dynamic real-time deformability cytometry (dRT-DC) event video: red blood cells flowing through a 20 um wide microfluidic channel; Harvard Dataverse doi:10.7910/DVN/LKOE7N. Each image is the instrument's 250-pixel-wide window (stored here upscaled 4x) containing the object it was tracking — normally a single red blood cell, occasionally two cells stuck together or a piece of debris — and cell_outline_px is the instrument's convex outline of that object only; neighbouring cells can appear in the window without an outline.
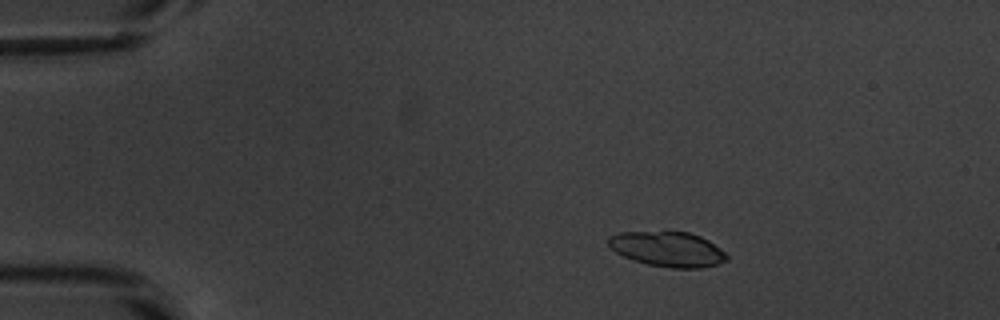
{"species": "common noctule bat (a hibernating species)", "species_latin": "Nyctalus noctula", "temperature_condition": "warm", "stored_images_in_passage": 52, "camera_frame_rate_fps": 3000, "um_per_image_px": 0.085, "animal": {"sex": "male", "body_mass_g": 20.1, "forearm_length_mm": 53.5}, "frame": {"image": 1, "passage_image": 8, "time_ms": 2.333, "image_size_px": [1000, 320], "cell_outline_px": [[728, 260], [716, 264], [700, 268], [672, 268], [648, 264], [632, 260], [616, 252], [608, 244], [608, 236], [620, 232], [688, 232], [700, 236], [708, 240], [720, 248], [728, 256]], "centroid_in_image_um": [56.75, 21.18], "position_along_channel_um": 28.2, "area_um2": 23.99}}
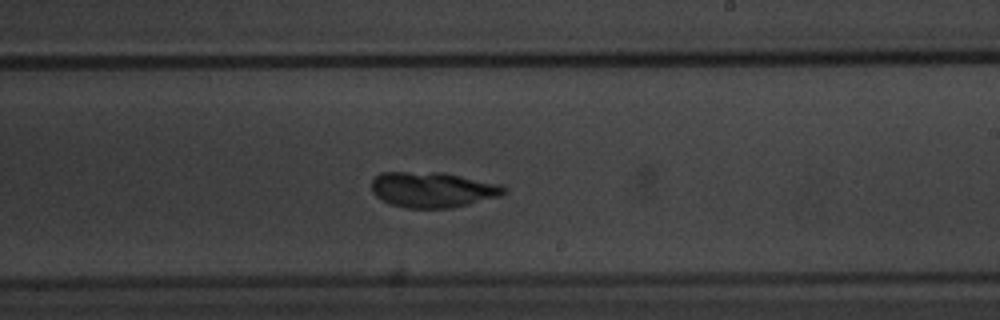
{"frame": {"image": 2, "passage_image": 31, "time_ms": 10.0, "image_size_px": [1000, 320], "cell_outline_px": [[508, 188], [500, 196], [452, 208], [408, 208], [392, 204], [376, 196], [372, 192], [372, 180], [380, 172], [444, 172], [496, 184]], "centroid_in_image_um": [36.74, 16.12], "position_along_channel_um": 252.3, "area_um2": 27.11}}
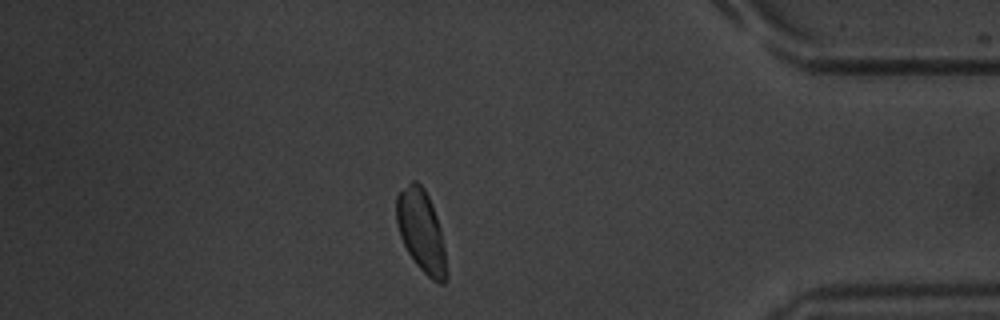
{"frame": {"image": 3, "passage_image": 45, "time_ms": 14.667, "image_size_px": [1000, 320], "cell_outline_px": [[448, 276], [444, 284], [440, 284], [432, 280], [416, 264], [408, 252], [400, 236], [396, 224], [396, 196], [412, 180], [416, 180], [424, 188], [428, 196], [436, 216], [444, 248], [448, 272]], "centroid_in_image_um": [35.8, 19.67], "position_along_channel_um": 399.4, "area_um2": 23.76}, "authors_computed_cell_mechanics": {"area_um2": 25.4031, "velocity_mm_per_s": 3.8245, "shape_relaxation_time_tau1_ms": 7.8454, "shape_relaxation_time_tau2_ms": null, "deformation_change_tau1": 0.3222, "deformation_change_tau2": null}}